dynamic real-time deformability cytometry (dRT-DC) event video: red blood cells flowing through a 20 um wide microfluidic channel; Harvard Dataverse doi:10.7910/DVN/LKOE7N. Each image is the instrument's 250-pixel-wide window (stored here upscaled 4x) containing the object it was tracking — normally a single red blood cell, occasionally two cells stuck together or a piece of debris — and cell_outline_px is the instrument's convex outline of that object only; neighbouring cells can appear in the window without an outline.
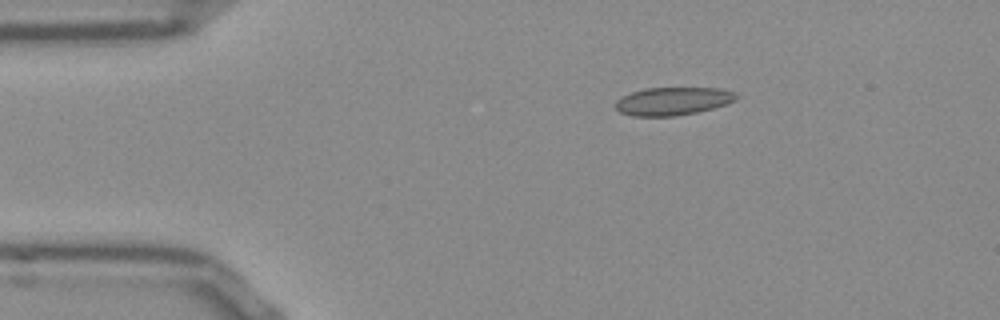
{"species": "Egyptian fruit bat (a non-hibernating species)", "species_latin": "Rousettus aegyptiacus", "temperature_condition": "room temperature", "stored_images_in_passage": 44, "camera_frame_rate_fps": 3000, "um_per_image_px": 0.085, "frame": {"image": 1, "passage_image": 1, "time_ms": 0.0, "image_size_px": [1000, 320], "cell_outline_px": [[736, 100], [712, 108], [696, 112], [676, 116], [632, 116], [620, 112], [616, 108], [616, 100], [632, 92], [648, 88], [720, 88], [732, 92], [736, 96]], "centroid_in_image_um": [57.16, 8.6], "position_along_channel_um": 27.8, "area_um2": 19.36}}
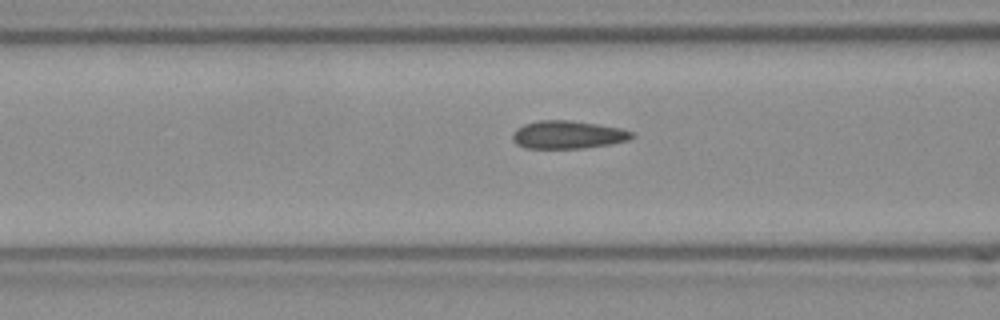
{"frame": {"image": 2, "passage_image": 12, "time_ms": 3.667, "image_size_px": [1000, 320], "cell_outline_px": [[636, 136], [628, 140], [608, 144], [580, 148], [524, 148], [516, 144], [512, 140], [512, 132], [516, 128], [524, 124], [536, 120], [572, 120], [620, 128], [632, 132]], "centroid_in_image_um": [48.21, 11.44], "position_along_channel_um": 118.4, "area_um2": 19.48}}
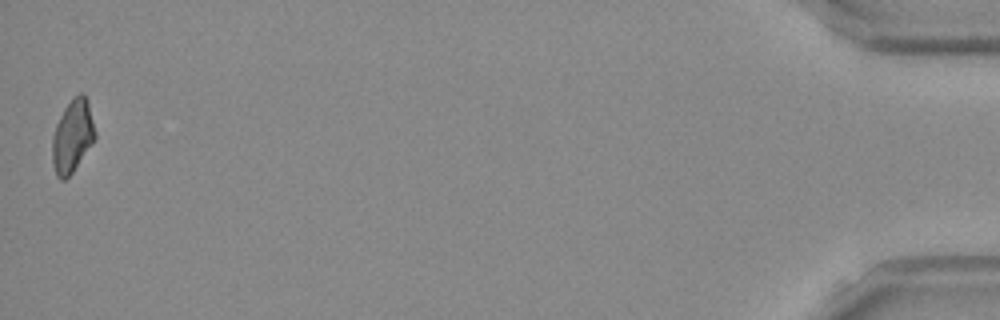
{"frame": {"image": 3, "passage_image": 44, "time_ms": 14.333, "image_size_px": [1000, 320], "cell_outline_px": [[96, 136], [92, 144], [72, 172], [64, 180], [60, 180], [56, 176], [52, 164], [52, 136], [56, 124], [64, 108], [72, 96], [80, 92], [84, 92], [88, 100], [96, 132]], "centroid_in_image_um": [6.16, 11.53], "position_along_channel_um": 429.0, "area_um2": 18.38}, "authors_computed_cell_mechanics": {"area_um2": 19.1607, "velocity_mm_per_s": 3.8463, "shape_relaxation_time_tau1_ms": null, "shape_relaxation_time_tau2_ms": 1.4674, "deformation_change_tau1": null, "deformation_change_tau2": 0.0716}}